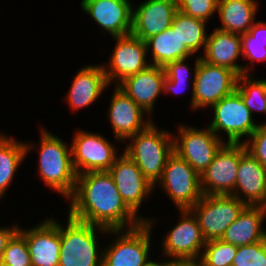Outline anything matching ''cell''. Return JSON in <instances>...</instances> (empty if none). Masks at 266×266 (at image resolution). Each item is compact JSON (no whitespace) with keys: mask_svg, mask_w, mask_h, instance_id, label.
Returning a JSON list of instances; mask_svg holds the SVG:
<instances>
[{"mask_svg":"<svg viewBox=\"0 0 266 266\" xmlns=\"http://www.w3.org/2000/svg\"><path fill=\"white\" fill-rule=\"evenodd\" d=\"M68 215L107 230L138 227L143 221L124 203L108 171H90L77 175Z\"/></svg>","mask_w":266,"mask_h":266,"instance_id":"1","label":"cell"},{"mask_svg":"<svg viewBox=\"0 0 266 266\" xmlns=\"http://www.w3.org/2000/svg\"><path fill=\"white\" fill-rule=\"evenodd\" d=\"M40 131L39 144L24 141L26 153L29 155L39 146L38 176L47 188L60 194L66 200L73 194L77 180L72 164L71 146L47 128H40Z\"/></svg>","mask_w":266,"mask_h":266,"instance_id":"2","label":"cell"},{"mask_svg":"<svg viewBox=\"0 0 266 266\" xmlns=\"http://www.w3.org/2000/svg\"><path fill=\"white\" fill-rule=\"evenodd\" d=\"M123 152L133 160L152 186L161 179L168 158L174 152L173 131L161 129L153 121L146 129L129 137Z\"/></svg>","mask_w":266,"mask_h":266,"instance_id":"3","label":"cell"},{"mask_svg":"<svg viewBox=\"0 0 266 266\" xmlns=\"http://www.w3.org/2000/svg\"><path fill=\"white\" fill-rule=\"evenodd\" d=\"M65 222V226L60 223L59 266H102L103 246L100 247L99 238L102 234L108 236V230L69 215Z\"/></svg>","mask_w":266,"mask_h":266,"instance_id":"4","label":"cell"},{"mask_svg":"<svg viewBox=\"0 0 266 266\" xmlns=\"http://www.w3.org/2000/svg\"><path fill=\"white\" fill-rule=\"evenodd\" d=\"M154 222V223H153ZM156 218L152 217L138 227L124 230H108L110 244L103 246L102 266H145L152 258L150 250Z\"/></svg>","mask_w":266,"mask_h":266,"instance_id":"5","label":"cell"},{"mask_svg":"<svg viewBox=\"0 0 266 266\" xmlns=\"http://www.w3.org/2000/svg\"><path fill=\"white\" fill-rule=\"evenodd\" d=\"M210 108L213 119L207 126L225 143H244L260 125L236 90Z\"/></svg>","mask_w":266,"mask_h":266,"instance_id":"6","label":"cell"},{"mask_svg":"<svg viewBox=\"0 0 266 266\" xmlns=\"http://www.w3.org/2000/svg\"><path fill=\"white\" fill-rule=\"evenodd\" d=\"M159 186L178 210L191 209L202 197L200 174L175 152L168 158Z\"/></svg>","mask_w":266,"mask_h":266,"instance_id":"7","label":"cell"},{"mask_svg":"<svg viewBox=\"0 0 266 266\" xmlns=\"http://www.w3.org/2000/svg\"><path fill=\"white\" fill-rule=\"evenodd\" d=\"M72 164L77 175L90 171H108L120 156L117 146L103 134L82 129L73 133Z\"/></svg>","mask_w":266,"mask_h":266,"instance_id":"8","label":"cell"},{"mask_svg":"<svg viewBox=\"0 0 266 266\" xmlns=\"http://www.w3.org/2000/svg\"><path fill=\"white\" fill-rule=\"evenodd\" d=\"M246 206L231 194L203 195L190 210L198 220L204 239L209 241L221 239Z\"/></svg>","mask_w":266,"mask_h":266,"instance_id":"9","label":"cell"},{"mask_svg":"<svg viewBox=\"0 0 266 266\" xmlns=\"http://www.w3.org/2000/svg\"><path fill=\"white\" fill-rule=\"evenodd\" d=\"M173 134L174 152L201 174L225 143L207 125L203 129L179 124Z\"/></svg>","mask_w":266,"mask_h":266,"instance_id":"10","label":"cell"},{"mask_svg":"<svg viewBox=\"0 0 266 266\" xmlns=\"http://www.w3.org/2000/svg\"><path fill=\"white\" fill-rule=\"evenodd\" d=\"M177 212L179 220L159 243L160 256L173 261L199 260L206 240L198 220L190 209Z\"/></svg>","mask_w":266,"mask_h":266,"instance_id":"11","label":"cell"},{"mask_svg":"<svg viewBox=\"0 0 266 266\" xmlns=\"http://www.w3.org/2000/svg\"><path fill=\"white\" fill-rule=\"evenodd\" d=\"M115 42L111 56L106 64L102 63L110 86H117L125 78L146 69L150 63L147 58L146 42L132 33L125 36L112 37Z\"/></svg>","mask_w":266,"mask_h":266,"instance_id":"12","label":"cell"},{"mask_svg":"<svg viewBox=\"0 0 266 266\" xmlns=\"http://www.w3.org/2000/svg\"><path fill=\"white\" fill-rule=\"evenodd\" d=\"M237 78L231 69L208 64L200 58L193 84L192 111L209 109L231 94L236 89Z\"/></svg>","mask_w":266,"mask_h":266,"instance_id":"13","label":"cell"},{"mask_svg":"<svg viewBox=\"0 0 266 266\" xmlns=\"http://www.w3.org/2000/svg\"><path fill=\"white\" fill-rule=\"evenodd\" d=\"M108 172L127 207L143 222H147L150 217H143L139 212L144 200L147 202L146 198L153 194L154 186L124 152L120 154Z\"/></svg>","mask_w":266,"mask_h":266,"instance_id":"14","label":"cell"},{"mask_svg":"<svg viewBox=\"0 0 266 266\" xmlns=\"http://www.w3.org/2000/svg\"><path fill=\"white\" fill-rule=\"evenodd\" d=\"M241 143H224L200 174L203 195L232 194L237 181Z\"/></svg>","mask_w":266,"mask_h":266,"instance_id":"15","label":"cell"},{"mask_svg":"<svg viewBox=\"0 0 266 266\" xmlns=\"http://www.w3.org/2000/svg\"><path fill=\"white\" fill-rule=\"evenodd\" d=\"M110 99L106 119L109 120L116 143L125 142L129 137L146 129L154 121L117 86L113 87Z\"/></svg>","mask_w":266,"mask_h":266,"instance_id":"16","label":"cell"},{"mask_svg":"<svg viewBox=\"0 0 266 266\" xmlns=\"http://www.w3.org/2000/svg\"><path fill=\"white\" fill-rule=\"evenodd\" d=\"M80 8L110 37L132 33L133 4L130 0H81Z\"/></svg>","mask_w":266,"mask_h":266,"instance_id":"17","label":"cell"},{"mask_svg":"<svg viewBox=\"0 0 266 266\" xmlns=\"http://www.w3.org/2000/svg\"><path fill=\"white\" fill-rule=\"evenodd\" d=\"M18 231L25 237L32 266H59L60 222L47 217L30 229Z\"/></svg>","mask_w":266,"mask_h":266,"instance_id":"18","label":"cell"},{"mask_svg":"<svg viewBox=\"0 0 266 266\" xmlns=\"http://www.w3.org/2000/svg\"><path fill=\"white\" fill-rule=\"evenodd\" d=\"M177 0H144L133 7L132 34L146 41L172 26Z\"/></svg>","mask_w":266,"mask_h":266,"instance_id":"19","label":"cell"},{"mask_svg":"<svg viewBox=\"0 0 266 266\" xmlns=\"http://www.w3.org/2000/svg\"><path fill=\"white\" fill-rule=\"evenodd\" d=\"M165 77L163 67L149 65L137 74L125 78L117 87L153 118L155 104L163 93Z\"/></svg>","mask_w":266,"mask_h":266,"instance_id":"20","label":"cell"},{"mask_svg":"<svg viewBox=\"0 0 266 266\" xmlns=\"http://www.w3.org/2000/svg\"><path fill=\"white\" fill-rule=\"evenodd\" d=\"M111 87L107 81L102 63L88 64L77 70L65 101L73 112L89 107Z\"/></svg>","mask_w":266,"mask_h":266,"instance_id":"21","label":"cell"},{"mask_svg":"<svg viewBox=\"0 0 266 266\" xmlns=\"http://www.w3.org/2000/svg\"><path fill=\"white\" fill-rule=\"evenodd\" d=\"M265 178L266 168L247 152L244 144L241 143L237 181L231 195L248 206H258L262 202Z\"/></svg>","mask_w":266,"mask_h":266,"instance_id":"22","label":"cell"},{"mask_svg":"<svg viewBox=\"0 0 266 266\" xmlns=\"http://www.w3.org/2000/svg\"><path fill=\"white\" fill-rule=\"evenodd\" d=\"M201 59L208 64L231 69L243 75V65L237 63L242 56L241 35L215 28L209 33Z\"/></svg>","mask_w":266,"mask_h":266,"instance_id":"23","label":"cell"},{"mask_svg":"<svg viewBox=\"0 0 266 266\" xmlns=\"http://www.w3.org/2000/svg\"><path fill=\"white\" fill-rule=\"evenodd\" d=\"M266 211L260 206H246L238 218L225 230L221 240L235 246H245L266 239L263 226Z\"/></svg>","mask_w":266,"mask_h":266,"instance_id":"24","label":"cell"},{"mask_svg":"<svg viewBox=\"0 0 266 266\" xmlns=\"http://www.w3.org/2000/svg\"><path fill=\"white\" fill-rule=\"evenodd\" d=\"M256 0H218V19L221 26L217 29L234 34H246L256 22L258 13Z\"/></svg>","mask_w":266,"mask_h":266,"instance_id":"25","label":"cell"},{"mask_svg":"<svg viewBox=\"0 0 266 266\" xmlns=\"http://www.w3.org/2000/svg\"><path fill=\"white\" fill-rule=\"evenodd\" d=\"M145 42L147 56L149 52L151 56L150 65L164 67L169 62L195 56L185 44H182L177 30L172 27L148 38Z\"/></svg>","mask_w":266,"mask_h":266,"instance_id":"26","label":"cell"},{"mask_svg":"<svg viewBox=\"0 0 266 266\" xmlns=\"http://www.w3.org/2000/svg\"><path fill=\"white\" fill-rule=\"evenodd\" d=\"M12 137L0 132V201L7 194L17 169L27 157L24 140Z\"/></svg>","mask_w":266,"mask_h":266,"instance_id":"27","label":"cell"},{"mask_svg":"<svg viewBox=\"0 0 266 266\" xmlns=\"http://www.w3.org/2000/svg\"><path fill=\"white\" fill-rule=\"evenodd\" d=\"M207 22L187 16L180 11H177L172 21V28L177 30L182 44L195 55L201 49L205 50L208 37Z\"/></svg>","mask_w":266,"mask_h":266,"instance_id":"28","label":"cell"},{"mask_svg":"<svg viewBox=\"0 0 266 266\" xmlns=\"http://www.w3.org/2000/svg\"><path fill=\"white\" fill-rule=\"evenodd\" d=\"M241 96L244 104L254 113L266 114V79L257 78L253 74L240 75L237 78L235 89Z\"/></svg>","mask_w":266,"mask_h":266,"instance_id":"29","label":"cell"},{"mask_svg":"<svg viewBox=\"0 0 266 266\" xmlns=\"http://www.w3.org/2000/svg\"><path fill=\"white\" fill-rule=\"evenodd\" d=\"M238 246L221 239L206 241L199 261L203 266H231Z\"/></svg>","mask_w":266,"mask_h":266,"instance_id":"30","label":"cell"},{"mask_svg":"<svg viewBox=\"0 0 266 266\" xmlns=\"http://www.w3.org/2000/svg\"><path fill=\"white\" fill-rule=\"evenodd\" d=\"M0 262L8 266H32L26 239L19 231L8 241Z\"/></svg>","mask_w":266,"mask_h":266,"instance_id":"31","label":"cell"},{"mask_svg":"<svg viewBox=\"0 0 266 266\" xmlns=\"http://www.w3.org/2000/svg\"><path fill=\"white\" fill-rule=\"evenodd\" d=\"M231 266H266V239L251 245L238 246Z\"/></svg>","mask_w":266,"mask_h":266,"instance_id":"32","label":"cell"},{"mask_svg":"<svg viewBox=\"0 0 266 266\" xmlns=\"http://www.w3.org/2000/svg\"><path fill=\"white\" fill-rule=\"evenodd\" d=\"M178 11L205 22L213 17L218 9V0H177Z\"/></svg>","mask_w":266,"mask_h":266,"instance_id":"33","label":"cell"},{"mask_svg":"<svg viewBox=\"0 0 266 266\" xmlns=\"http://www.w3.org/2000/svg\"><path fill=\"white\" fill-rule=\"evenodd\" d=\"M198 55H195V58H194L196 59L194 61L195 63L193 67L194 72L190 70L191 66H189V63L186 64V62L190 60L189 59L190 57H188V58H184V59H180V60L167 63L163 67L165 71V76L171 81H195V74H196L197 66L201 58L200 54ZM190 74H192L193 76L192 79L190 77L191 76Z\"/></svg>","mask_w":266,"mask_h":266,"instance_id":"34","label":"cell"},{"mask_svg":"<svg viewBox=\"0 0 266 266\" xmlns=\"http://www.w3.org/2000/svg\"><path fill=\"white\" fill-rule=\"evenodd\" d=\"M243 144L246 151L266 168V122L262 121Z\"/></svg>","mask_w":266,"mask_h":266,"instance_id":"35","label":"cell"},{"mask_svg":"<svg viewBox=\"0 0 266 266\" xmlns=\"http://www.w3.org/2000/svg\"><path fill=\"white\" fill-rule=\"evenodd\" d=\"M242 43V57L248 60L246 65L243 64V75L251 74L255 62L266 61V43L260 42H241Z\"/></svg>","mask_w":266,"mask_h":266,"instance_id":"36","label":"cell"},{"mask_svg":"<svg viewBox=\"0 0 266 266\" xmlns=\"http://www.w3.org/2000/svg\"><path fill=\"white\" fill-rule=\"evenodd\" d=\"M241 42L266 43V21H256L246 34L241 35Z\"/></svg>","mask_w":266,"mask_h":266,"instance_id":"37","label":"cell"},{"mask_svg":"<svg viewBox=\"0 0 266 266\" xmlns=\"http://www.w3.org/2000/svg\"><path fill=\"white\" fill-rule=\"evenodd\" d=\"M190 84H192V87H190L192 89L191 90L192 92H191V100L189 103V105H190L189 107H191V109H192L194 81H171L167 77H165L164 81H163V93L164 94L170 93V95L171 94L178 95V94H181L182 91L184 93L186 90H188Z\"/></svg>","mask_w":266,"mask_h":266,"instance_id":"38","label":"cell"},{"mask_svg":"<svg viewBox=\"0 0 266 266\" xmlns=\"http://www.w3.org/2000/svg\"><path fill=\"white\" fill-rule=\"evenodd\" d=\"M19 226V224L13 222L10 226L0 227V259L6 249L8 241L18 231Z\"/></svg>","mask_w":266,"mask_h":266,"instance_id":"39","label":"cell"},{"mask_svg":"<svg viewBox=\"0 0 266 266\" xmlns=\"http://www.w3.org/2000/svg\"><path fill=\"white\" fill-rule=\"evenodd\" d=\"M163 259V261H160L158 259H151L145 266H173V260H169L166 258Z\"/></svg>","mask_w":266,"mask_h":266,"instance_id":"40","label":"cell"},{"mask_svg":"<svg viewBox=\"0 0 266 266\" xmlns=\"http://www.w3.org/2000/svg\"><path fill=\"white\" fill-rule=\"evenodd\" d=\"M173 266H203L199 260L173 261Z\"/></svg>","mask_w":266,"mask_h":266,"instance_id":"41","label":"cell"},{"mask_svg":"<svg viewBox=\"0 0 266 266\" xmlns=\"http://www.w3.org/2000/svg\"><path fill=\"white\" fill-rule=\"evenodd\" d=\"M258 206H260L262 209L266 211V178H265V187H264V193L262 196V202Z\"/></svg>","mask_w":266,"mask_h":266,"instance_id":"42","label":"cell"},{"mask_svg":"<svg viewBox=\"0 0 266 266\" xmlns=\"http://www.w3.org/2000/svg\"><path fill=\"white\" fill-rule=\"evenodd\" d=\"M0 266H8V265H6V264L0 262Z\"/></svg>","mask_w":266,"mask_h":266,"instance_id":"43","label":"cell"}]
</instances>
